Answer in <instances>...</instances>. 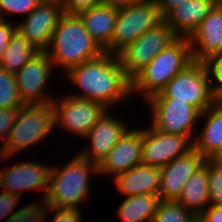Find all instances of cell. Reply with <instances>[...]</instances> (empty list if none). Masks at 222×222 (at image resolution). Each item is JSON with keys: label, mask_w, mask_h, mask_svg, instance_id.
<instances>
[{"label": "cell", "mask_w": 222, "mask_h": 222, "mask_svg": "<svg viewBox=\"0 0 222 222\" xmlns=\"http://www.w3.org/2000/svg\"><path fill=\"white\" fill-rule=\"evenodd\" d=\"M63 14L61 0H42L21 23L16 24V31L26 37L38 52H45Z\"/></svg>", "instance_id": "cell-12"}, {"label": "cell", "mask_w": 222, "mask_h": 222, "mask_svg": "<svg viewBox=\"0 0 222 222\" xmlns=\"http://www.w3.org/2000/svg\"><path fill=\"white\" fill-rule=\"evenodd\" d=\"M193 61L222 54V2L219 1L188 37Z\"/></svg>", "instance_id": "cell-18"}, {"label": "cell", "mask_w": 222, "mask_h": 222, "mask_svg": "<svg viewBox=\"0 0 222 222\" xmlns=\"http://www.w3.org/2000/svg\"><path fill=\"white\" fill-rule=\"evenodd\" d=\"M42 0H0V19L7 20L6 14L27 17Z\"/></svg>", "instance_id": "cell-31"}, {"label": "cell", "mask_w": 222, "mask_h": 222, "mask_svg": "<svg viewBox=\"0 0 222 222\" xmlns=\"http://www.w3.org/2000/svg\"><path fill=\"white\" fill-rule=\"evenodd\" d=\"M159 202L158 195L129 196L121 202L117 212L123 222H152Z\"/></svg>", "instance_id": "cell-24"}, {"label": "cell", "mask_w": 222, "mask_h": 222, "mask_svg": "<svg viewBox=\"0 0 222 222\" xmlns=\"http://www.w3.org/2000/svg\"><path fill=\"white\" fill-rule=\"evenodd\" d=\"M117 14L118 9L101 3L78 15L92 39L104 50L111 43Z\"/></svg>", "instance_id": "cell-21"}, {"label": "cell", "mask_w": 222, "mask_h": 222, "mask_svg": "<svg viewBox=\"0 0 222 222\" xmlns=\"http://www.w3.org/2000/svg\"><path fill=\"white\" fill-rule=\"evenodd\" d=\"M142 141L143 128L131 130L128 128L98 165L99 174L112 175L115 178L117 175L141 164Z\"/></svg>", "instance_id": "cell-15"}, {"label": "cell", "mask_w": 222, "mask_h": 222, "mask_svg": "<svg viewBox=\"0 0 222 222\" xmlns=\"http://www.w3.org/2000/svg\"><path fill=\"white\" fill-rule=\"evenodd\" d=\"M23 105L15 75L0 67V108H20Z\"/></svg>", "instance_id": "cell-27"}, {"label": "cell", "mask_w": 222, "mask_h": 222, "mask_svg": "<svg viewBox=\"0 0 222 222\" xmlns=\"http://www.w3.org/2000/svg\"><path fill=\"white\" fill-rule=\"evenodd\" d=\"M37 52L26 37L15 31L6 52L0 57V67L15 74Z\"/></svg>", "instance_id": "cell-25"}, {"label": "cell", "mask_w": 222, "mask_h": 222, "mask_svg": "<svg viewBox=\"0 0 222 222\" xmlns=\"http://www.w3.org/2000/svg\"><path fill=\"white\" fill-rule=\"evenodd\" d=\"M205 158L192 149L160 168L161 179L158 192L162 201H177L186 181L204 164Z\"/></svg>", "instance_id": "cell-16"}, {"label": "cell", "mask_w": 222, "mask_h": 222, "mask_svg": "<svg viewBox=\"0 0 222 222\" xmlns=\"http://www.w3.org/2000/svg\"><path fill=\"white\" fill-rule=\"evenodd\" d=\"M100 1L101 3L109 5L115 9H122L133 6L134 4L142 2L143 0H100Z\"/></svg>", "instance_id": "cell-39"}, {"label": "cell", "mask_w": 222, "mask_h": 222, "mask_svg": "<svg viewBox=\"0 0 222 222\" xmlns=\"http://www.w3.org/2000/svg\"><path fill=\"white\" fill-rule=\"evenodd\" d=\"M18 112L19 108H0V137H4L2 145L5 144L15 124Z\"/></svg>", "instance_id": "cell-33"}, {"label": "cell", "mask_w": 222, "mask_h": 222, "mask_svg": "<svg viewBox=\"0 0 222 222\" xmlns=\"http://www.w3.org/2000/svg\"><path fill=\"white\" fill-rule=\"evenodd\" d=\"M38 204L33 202L21 207L4 222H44L47 217L46 204L44 201Z\"/></svg>", "instance_id": "cell-28"}, {"label": "cell", "mask_w": 222, "mask_h": 222, "mask_svg": "<svg viewBox=\"0 0 222 222\" xmlns=\"http://www.w3.org/2000/svg\"><path fill=\"white\" fill-rule=\"evenodd\" d=\"M146 103L152 110L150 126L160 132L181 134L194 138V125L201 119L200 112L191 105L174 98H148Z\"/></svg>", "instance_id": "cell-9"}, {"label": "cell", "mask_w": 222, "mask_h": 222, "mask_svg": "<svg viewBox=\"0 0 222 222\" xmlns=\"http://www.w3.org/2000/svg\"><path fill=\"white\" fill-rule=\"evenodd\" d=\"M209 205L222 207V167L208 159Z\"/></svg>", "instance_id": "cell-30"}, {"label": "cell", "mask_w": 222, "mask_h": 222, "mask_svg": "<svg viewBox=\"0 0 222 222\" xmlns=\"http://www.w3.org/2000/svg\"><path fill=\"white\" fill-rule=\"evenodd\" d=\"M213 164L222 167V147L208 158Z\"/></svg>", "instance_id": "cell-40"}, {"label": "cell", "mask_w": 222, "mask_h": 222, "mask_svg": "<svg viewBox=\"0 0 222 222\" xmlns=\"http://www.w3.org/2000/svg\"><path fill=\"white\" fill-rule=\"evenodd\" d=\"M46 211H50L53 215L52 222H83L82 212L76 208H60L46 205Z\"/></svg>", "instance_id": "cell-32"}, {"label": "cell", "mask_w": 222, "mask_h": 222, "mask_svg": "<svg viewBox=\"0 0 222 222\" xmlns=\"http://www.w3.org/2000/svg\"><path fill=\"white\" fill-rule=\"evenodd\" d=\"M63 72L99 57L104 51L92 39L78 14L64 13L55 27L45 51Z\"/></svg>", "instance_id": "cell-2"}, {"label": "cell", "mask_w": 222, "mask_h": 222, "mask_svg": "<svg viewBox=\"0 0 222 222\" xmlns=\"http://www.w3.org/2000/svg\"><path fill=\"white\" fill-rule=\"evenodd\" d=\"M220 0H187L163 20L179 37H189Z\"/></svg>", "instance_id": "cell-19"}, {"label": "cell", "mask_w": 222, "mask_h": 222, "mask_svg": "<svg viewBox=\"0 0 222 222\" xmlns=\"http://www.w3.org/2000/svg\"><path fill=\"white\" fill-rule=\"evenodd\" d=\"M199 222H222V207H207L200 215Z\"/></svg>", "instance_id": "cell-37"}, {"label": "cell", "mask_w": 222, "mask_h": 222, "mask_svg": "<svg viewBox=\"0 0 222 222\" xmlns=\"http://www.w3.org/2000/svg\"><path fill=\"white\" fill-rule=\"evenodd\" d=\"M107 110L97 123L84 136L90 140V148L78 153L83 159L99 165L113 146L129 128L122 119L112 117Z\"/></svg>", "instance_id": "cell-17"}, {"label": "cell", "mask_w": 222, "mask_h": 222, "mask_svg": "<svg viewBox=\"0 0 222 222\" xmlns=\"http://www.w3.org/2000/svg\"><path fill=\"white\" fill-rule=\"evenodd\" d=\"M54 68L46 52H37L14 74L18 94L24 104L52 102L54 97L46 94L45 88Z\"/></svg>", "instance_id": "cell-11"}, {"label": "cell", "mask_w": 222, "mask_h": 222, "mask_svg": "<svg viewBox=\"0 0 222 222\" xmlns=\"http://www.w3.org/2000/svg\"><path fill=\"white\" fill-rule=\"evenodd\" d=\"M206 121L202 131L195 135L193 148L196 149L205 159L222 147V103L216 101L211 107L200 114Z\"/></svg>", "instance_id": "cell-22"}, {"label": "cell", "mask_w": 222, "mask_h": 222, "mask_svg": "<svg viewBox=\"0 0 222 222\" xmlns=\"http://www.w3.org/2000/svg\"><path fill=\"white\" fill-rule=\"evenodd\" d=\"M187 0H155L161 16L164 18L173 8L181 5Z\"/></svg>", "instance_id": "cell-38"}, {"label": "cell", "mask_w": 222, "mask_h": 222, "mask_svg": "<svg viewBox=\"0 0 222 222\" xmlns=\"http://www.w3.org/2000/svg\"><path fill=\"white\" fill-rule=\"evenodd\" d=\"M20 197L17 195L10 194L4 190L0 192V219L11 216L14 212L13 209L17 206Z\"/></svg>", "instance_id": "cell-35"}, {"label": "cell", "mask_w": 222, "mask_h": 222, "mask_svg": "<svg viewBox=\"0 0 222 222\" xmlns=\"http://www.w3.org/2000/svg\"><path fill=\"white\" fill-rule=\"evenodd\" d=\"M152 222H199V216L177 201L160 200Z\"/></svg>", "instance_id": "cell-26"}, {"label": "cell", "mask_w": 222, "mask_h": 222, "mask_svg": "<svg viewBox=\"0 0 222 222\" xmlns=\"http://www.w3.org/2000/svg\"><path fill=\"white\" fill-rule=\"evenodd\" d=\"M203 63L208 72L213 96L220 101L222 99V54L208 57Z\"/></svg>", "instance_id": "cell-29"}, {"label": "cell", "mask_w": 222, "mask_h": 222, "mask_svg": "<svg viewBox=\"0 0 222 222\" xmlns=\"http://www.w3.org/2000/svg\"><path fill=\"white\" fill-rule=\"evenodd\" d=\"M16 31V25L0 19V57L6 52L9 40Z\"/></svg>", "instance_id": "cell-36"}, {"label": "cell", "mask_w": 222, "mask_h": 222, "mask_svg": "<svg viewBox=\"0 0 222 222\" xmlns=\"http://www.w3.org/2000/svg\"><path fill=\"white\" fill-rule=\"evenodd\" d=\"M192 149L193 140L188 136L143 128L141 164L162 168Z\"/></svg>", "instance_id": "cell-13"}, {"label": "cell", "mask_w": 222, "mask_h": 222, "mask_svg": "<svg viewBox=\"0 0 222 222\" xmlns=\"http://www.w3.org/2000/svg\"><path fill=\"white\" fill-rule=\"evenodd\" d=\"M179 36L162 20L121 50L117 57L126 76L132 80L162 50Z\"/></svg>", "instance_id": "cell-8"}, {"label": "cell", "mask_w": 222, "mask_h": 222, "mask_svg": "<svg viewBox=\"0 0 222 222\" xmlns=\"http://www.w3.org/2000/svg\"><path fill=\"white\" fill-rule=\"evenodd\" d=\"M149 98H174V101L191 105L200 113L217 101L204 63L196 61L176 74L159 93Z\"/></svg>", "instance_id": "cell-6"}, {"label": "cell", "mask_w": 222, "mask_h": 222, "mask_svg": "<svg viewBox=\"0 0 222 222\" xmlns=\"http://www.w3.org/2000/svg\"><path fill=\"white\" fill-rule=\"evenodd\" d=\"M99 175L98 165L76 154L62 168L51 166L44 203L52 207L80 209L89 197L90 175Z\"/></svg>", "instance_id": "cell-3"}, {"label": "cell", "mask_w": 222, "mask_h": 222, "mask_svg": "<svg viewBox=\"0 0 222 222\" xmlns=\"http://www.w3.org/2000/svg\"><path fill=\"white\" fill-rule=\"evenodd\" d=\"M56 128L52 102L46 104H24L19 108L15 124L0 148L1 160L14 157L28 147L42 142Z\"/></svg>", "instance_id": "cell-5"}, {"label": "cell", "mask_w": 222, "mask_h": 222, "mask_svg": "<svg viewBox=\"0 0 222 222\" xmlns=\"http://www.w3.org/2000/svg\"><path fill=\"white\" fill-rule=\"evenodd\" d=\"M64 75L81 90L71 96L101 103L109 110L132 95L131 80L114 54L104 52L69 69Z\"/></svg>", "instance_id": "cell-1"}, {"label": "cell", "mask_w": 222, "mask_h": 222, "mask_svg": "<svg viewBox=\"0 0 222 222\" xmlns=\"http://www.w3.org/2000/svg\"><path fill=\"white\" fill-rule=\"evenodd\" d=\"M177 202L198 216L209 206L208 159L186 181Z\"/></svg>", "instance_id": "cell-23"}, {"label": "cell", "mask_w": 222, "mask_h": 222, "mask_svg": "<svg viewBox=\"0 0 222 222\" xmlns=\"http://www.w3.org/2000/svg\"><path fill=\"white\" fill-rule=\"evenodd\" d=\"M64 13L79 14L81 11L90 9L101 4L100 0H61Z\"/></svg>", "instance_id": "cell-34"}, {"label": "cell", "mask_w": 222, "mask_h": 222, "mask_svg": "<svg viewBox=\"0 0 222 222\" xmlns=\"http://www.w3.org/2000/svg\"><path fill=\"white\" fill-rule=\"evenodd\" d=\"M63 98V99H62ZM59 100L53 99L55 126L62 127L67 132L74 133L84 139V136L109 110L103 104L81 99L70 94Z\"/></svg>", "instance_id": "cell-10"}, {"label": "cell", "mask_w": 222, "mask_h": 222, "mask_svg": "<svg viewBox=\"0 0 222 222\" xmlns=\"http://www.w3.org/2000/svg\"><path fill=\"white\" fill-rule=\"evenodd\" d=\"M162 20L155 0H143L133 6L118 9L111 43L103 51L117 55Z\"/></svg>", "instance_id": "cell-7"}, {"label": "cell", "mask_w": 222, "mask_h": 222, "mask_svg": "<svg viewBox=\"0 0 222 222\" xmlns=\"http://www.w3.org/2000/svg\"><path fill=\"white\" fill-rule=\"evenodd\" d=\"M192 62L188 37H178L131 80V94L138 92L144 99H148L159 93L176 74Z\"/></svg>", "instance_id": "cell-4"}, {"label": "cell", "mask_w": 222, "mask_h": 222, "mask_svg": "<svg viewBox=\"0 0 222 222\" xmlns=\"http://www.w3.org/2000/svg\"><path fill=\"white\" fill-rule=\"evenodd\" d=\"M161 171L158 167L139 164L113 178L118 191L126 197L151 194L158 195Z\"/></svg>", "instance_id": "cell-20"}, {"label": "cell", "mask_w": 222, "mask_h": 222, "mask_svg": "<svg viewBox=\"0 0 222 222\" xmlns=\"http://www.w3.org/2000/svg\"><path fill=\"white\" fill-rule=\"evenodd\" d=\"M50 168L51 166L44 165L39 161L15 163L12 167L1 170L0 188L20 198L25 190H43L45 192L41 201H44L48 192Z\"/></svg>", "instance_id": "cell-14"}]
</instances>
